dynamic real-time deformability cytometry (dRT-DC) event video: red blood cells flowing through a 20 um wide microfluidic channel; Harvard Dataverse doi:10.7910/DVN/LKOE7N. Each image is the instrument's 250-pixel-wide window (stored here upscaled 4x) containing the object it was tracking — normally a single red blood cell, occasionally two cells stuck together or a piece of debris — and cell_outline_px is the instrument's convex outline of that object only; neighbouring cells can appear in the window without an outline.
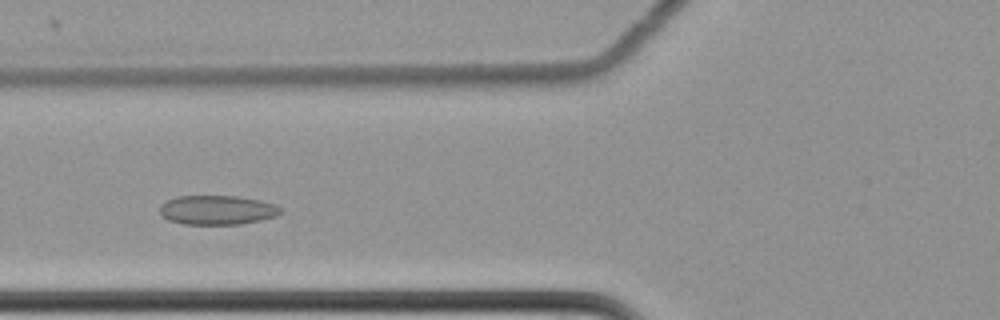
{"species": "common noctule bat (a hibernating species)", "species_latin": "Nyctalus noctula", "temperature_condition": "cold", "stored_images_in_passage": 55, "camera_frame_rate_fps": 3000, "um_per_image_px": 0.085, "animal": {"sex": "female", "body_mass_g": 22.7, "forearm_length_mm": 54.2}, "frame": {"image": 1, "passage_image": 18, "time_ms": 5.667, "image_size_px": [1000, 320], "cell_outline_px": [[284, 212], [276, 216], [260, 220], [240, 224], [184, 224], [168, 220], [160, 212], [160, 204], [176, 196], [236, 196], [260, 200], [276, 204]], "centroid_in_image_um": [18.48, 17.85], "position_along_channel_um": 107.3, "area_um2": 20.63}}
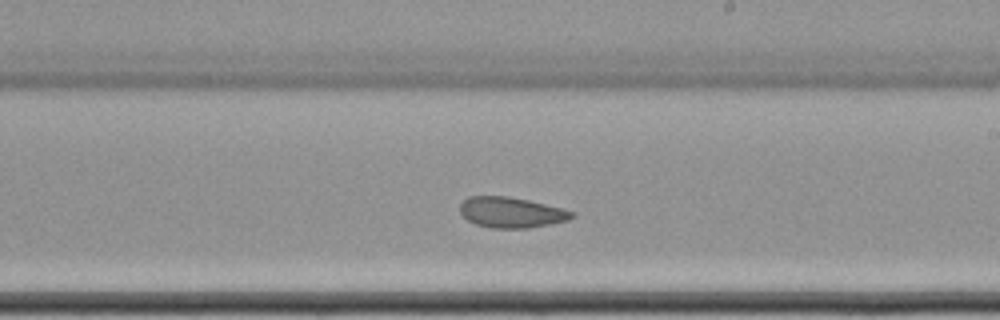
{"frame": {"image": 2, "passage_image": 30, "time_ms": 9.667, "image_size_px": [1000, 320], "cell_outline_px": [[576, 216], [568, 220], [528, 228], [492, 228], [476, 224], [468, 220], [460, 212], [460, 204], [468, 196], [508, 196], [528, 200], [576, 212]], "centroid_in_image_um": [43.45, 18.05], "position_along_channel_um": 245.5, "area_um2": 19.83}}
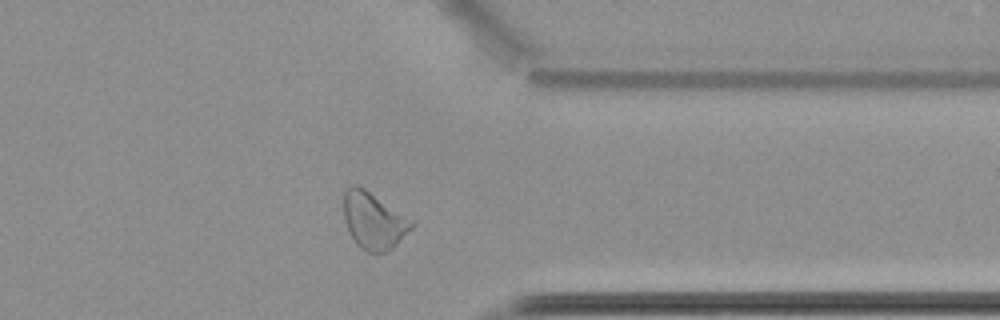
{"frame": {"image": 3, "passage_image": 42, "time_ms": 13.667, "image_size_px": [1000, 320], "cell_outline_px": [[416, 224], [388, 252], [368, 252], [360, 248], [356, 244], [348, 232], [344, 220], [344, 192], [352, 184], [356, 184], [364, 188], [412, 220]], "centroid_in_image_um": [31.74, 18.77], "position_along_channel_um": 379.7, "area_um2": 22.31}, "authors_computed_cell_mechanics": {"area_um2": 21.7328, "velocity_mm_per_s": 3.4612, "shape_relaxation_time_tau1_ms": null, "shape_relaxation_time_tau2_ms": 3.1196, "deformation_change_tau1": null, "deformation_change_tau2": 0.0766}}